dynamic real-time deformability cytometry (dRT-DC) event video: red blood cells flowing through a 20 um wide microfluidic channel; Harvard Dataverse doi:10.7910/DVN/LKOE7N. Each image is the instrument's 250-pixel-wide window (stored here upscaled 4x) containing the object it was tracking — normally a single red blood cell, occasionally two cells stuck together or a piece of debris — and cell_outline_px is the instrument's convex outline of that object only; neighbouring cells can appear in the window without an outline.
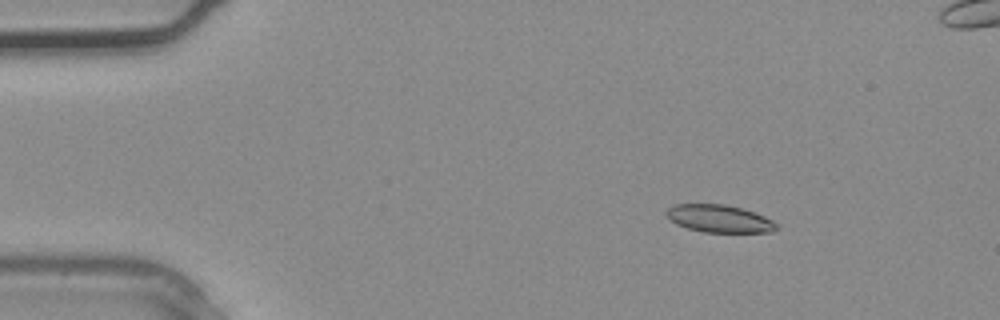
{"species": "common noctule bat (a hibernating species)", "species_latin": "Nyctalus noctula", "temperature_condition": "warm", "stored_images_in_passage": 3, "camera_frame_rate_fps": 3000, "um_per_image_px": 0.085, "animal": {"sex": "male", "body_mass_g": 20.4}, "frame": {"image": 1, "passage_image": 2, "time_ms": 0.333, "image_size_px": [1000, 320], "cell_outline_px": [[780, 228], [772, 232], [704, 232], [688, 228], [676, 224], [664, 212], [668, 208], [676, 204], [724, 204], [740, 208], [764, 216], [780, 224]], "centroid_in_image_um": [61.18, 18.59], "position_along_channel_um": 23.8, "area_um2": 17.63}}